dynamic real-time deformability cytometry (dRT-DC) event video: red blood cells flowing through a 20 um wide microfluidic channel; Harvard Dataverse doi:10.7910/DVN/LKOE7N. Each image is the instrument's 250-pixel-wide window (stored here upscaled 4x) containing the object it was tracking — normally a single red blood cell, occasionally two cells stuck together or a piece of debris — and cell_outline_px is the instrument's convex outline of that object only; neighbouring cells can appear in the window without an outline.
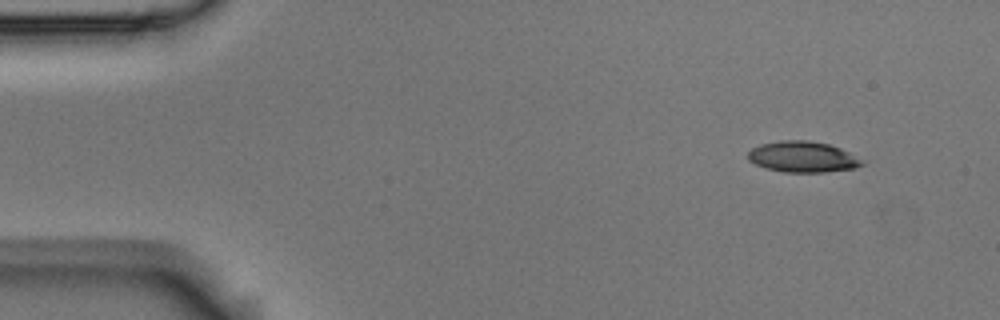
{"species": "Egyptian fruit bat (a non-hibernating species)", "species_latin": "Rousettus aegyptiacus", "temperature_condition": "room temperature", "stored_images_in_passage": 4, "camera_frame_rate_fps": 3000, "um_per_image_px": 0.085, "animal": {"sex": "male"}, "frame": {"image": 1, "passage_image": 1, "time_ms": 0.0, "image_size_px": [1000, 320], "cell_outline_px": [[868, 160], [864, 164], [856, 168], [824, 172], [784, 172], [768, 168], [756, 164], [748, 160], [748, 152], [752, 148], [760, 144], [780, 140], [808, 140], [828, 144], [840, 148]], "centroid_in_image_um": [68.29, 13.33], "position_along_channel_um": 16.7, "area_um2": 20.75}}
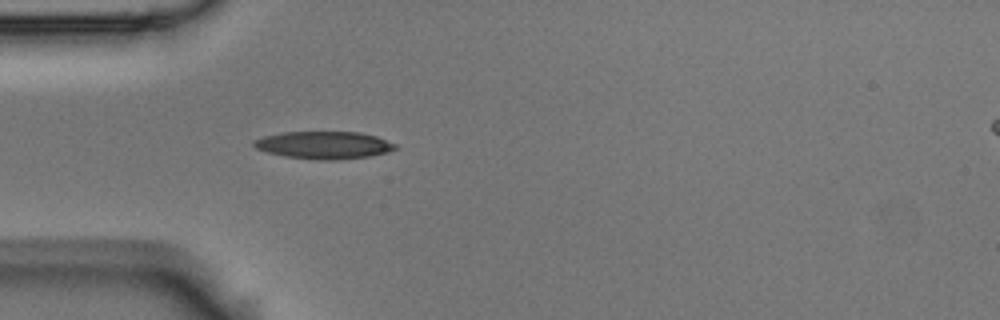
{"frame": {"image": 2, "passage_image": 4, "time_ms": 1.0, "image_size_px": [1000, 320], "cell_outline_px": [[400, 148], [388, 152], [372, 156], [336, 160], [320, 160], [284, 156], [268, 152], [256, 148], [252, 144], [252, 140], [264, 136], [280, 132], [360, 132], [376, 136], [396, 144]], "centroid_in_image_um": [27.56, 12.33], "position_along_channel_um": 57.4, "area_um2": 22.83}}